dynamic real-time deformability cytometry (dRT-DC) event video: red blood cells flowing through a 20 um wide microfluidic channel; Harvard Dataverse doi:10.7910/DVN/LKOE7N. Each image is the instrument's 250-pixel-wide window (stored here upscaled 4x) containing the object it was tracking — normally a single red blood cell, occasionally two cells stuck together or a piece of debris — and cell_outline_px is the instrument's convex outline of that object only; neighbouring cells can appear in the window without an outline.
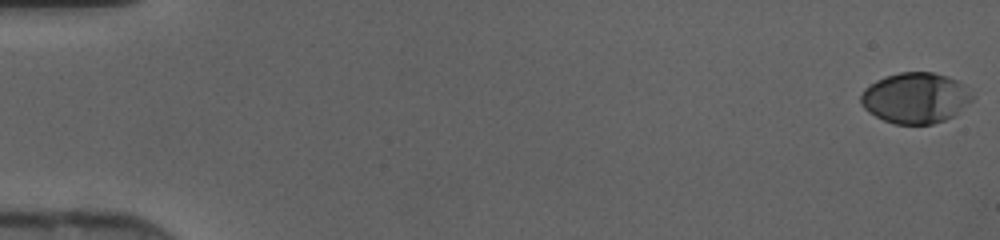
{"species": "human", "species_latin": "Homo sapiens", "temperature_condition": "cold", "stored_images_in_passage": 47, "camera_frame_rate_fps": 3000, "um_per_image_px": 0.085, "donor": {"sex": "female"}, "frame": {"image": 1, "passage_image": 1, "time_ms": 0.0, "image_size_px": [1000, 240], "cell_outline_px": [[972, 100], [952, 116], [944, 120], [932, 124], [896, 124], [884, 120], [868, 112], [860, 104], [860, 96], [864, 88], [876, 80], [884, 76], [900, 72], [932, 72], [956, 80], [964, 84], [972, 96]], "centroid_in_image_um": [77.76, 8.32], "position_along_channel_um": 7.2, "area_um2": 32.71}}
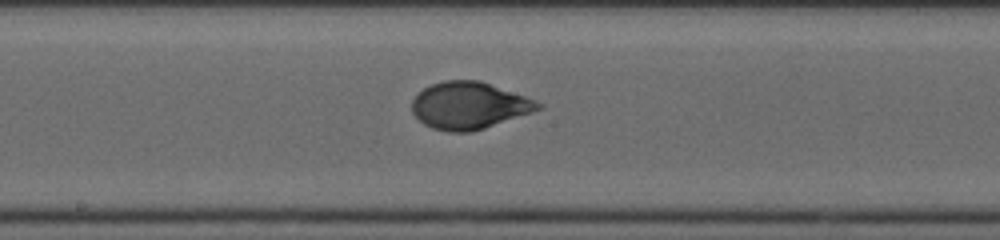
{"frame": {"image": 2, "passage_image": 26, "time_ms": 8.333, "image_size_px": [1000, 240], "cell_outline_px": [[544, 108], [472, 132], [448, 132], [432, 128], [424, 124], [412, 112], [412, 100], [424, 88], [432, 84], [444, 80], [480, 80], [536, 100], [544, 104]], "centroid_in_image_um": [39.89, 8.97], "position_along_channel_um": 208.3, "area_um2": 34.51}}
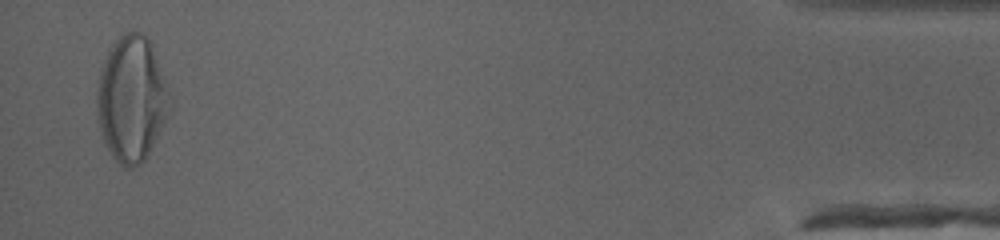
{"frame": {"image": 3, "passage_image": 46, "time_ms": 15.0, "image_size_px": [1000, 240], "cell_outline_px": [[168, 112], [164, 124], [144, 160], [140, 164], [132, 168], [128, 168], [120, 164], [112, 156], [104, 140], [100, 128], [96, 112], [96, 92], [100, 68], [108, 48], [124, 32], [140, 32], [148, 36], [164, 80]], "centroid_in_image_um": [11.11, 8.39], "position_along_channel_um": 424.1, "area_um2": 52.37}}